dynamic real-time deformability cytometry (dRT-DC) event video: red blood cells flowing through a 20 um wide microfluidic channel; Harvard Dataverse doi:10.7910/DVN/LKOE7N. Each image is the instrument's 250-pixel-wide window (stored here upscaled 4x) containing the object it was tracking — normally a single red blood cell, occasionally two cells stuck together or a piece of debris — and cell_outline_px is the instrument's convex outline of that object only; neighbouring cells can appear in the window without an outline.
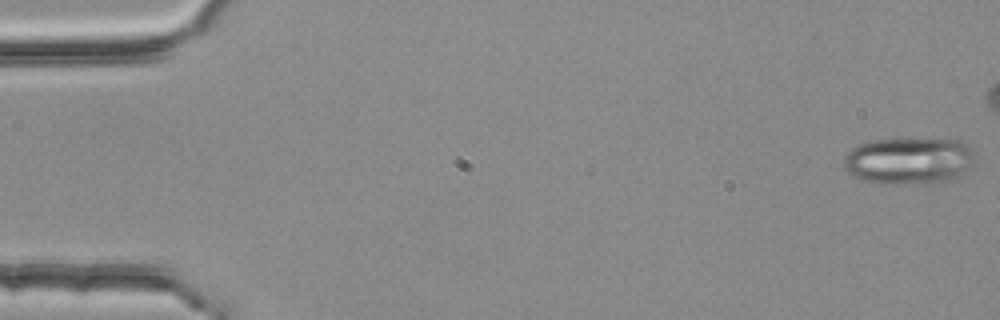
{"species": "common noctule bat (a hibernating species)", "species_latin": "Nyctalus noctula", "temperature_condition": "room temperature", "stored_images_in_passage": 5, "camera_frame_rate_fps": 3000, "um_per_image_px": 0.085, "animal": {"sex": "female", "body_mass_g": 25.1}, "frame": {"image": 1, "passage_image": 1, "time_ms": 0.0, "image_size_px": [1000, 320], "cell_outline_px": [[976, 160], [968, 168], [952, 180], [928, 184], [876, 184], [864, 180], [848, 172], [844, 168], [844, 156], [852, 148], [860, 144], [872, 140], [960, 140], [968, 144], [972, 148], [976, 156]], "centroid_in_image_um": [77.28, 13.69], "position_along_channel_um": 7.7, "area_um2": 35.95}}